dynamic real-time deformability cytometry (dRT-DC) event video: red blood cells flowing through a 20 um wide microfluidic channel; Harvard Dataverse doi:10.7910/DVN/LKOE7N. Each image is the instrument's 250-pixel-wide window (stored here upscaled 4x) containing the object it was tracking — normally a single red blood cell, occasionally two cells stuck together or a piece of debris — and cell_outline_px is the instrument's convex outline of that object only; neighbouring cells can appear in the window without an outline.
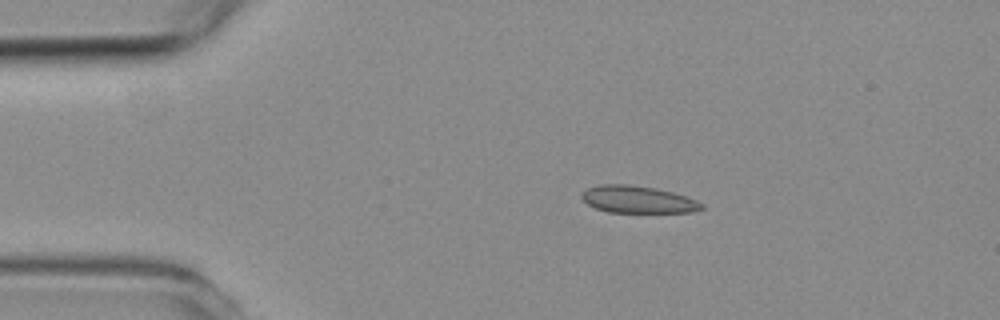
{"species": "common noctule bat (a hibernating species)", "species_latin": "Nyctalus noctula", "temperature_condition": "room temperature", "stored_images_in_passage": 2, "camera_frame_rate_fps": 3000, "um_per_image_px": 0.085, "animal": {"sex": "female", "body_mass_g": 19.3, "forearm_length_mm": 54.1}, "frame": {"image": 1, "passage_image": 1, "time_ms": 0.0, "image_size_px": [1000, 320], "cell_outline_px": [[704, 208], [692, 212], [608, 212], [596, 208], [588, 204], [580, 196], [580, 192], [588, 188], [600, 184], [628, 184], [656, 188], [672, 192], [696, 200], [704, 204]], "centroid_in_image_um": [54.19, 16.95], "position_along_channel_um": 30.8, "area_um2": 18.96}}